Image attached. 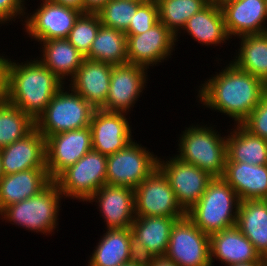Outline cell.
I'll return each instance as SVG.
<instances>
[{"label":"cell","mask_w":267,"mask_h":266,"mask_svg":"<svg viewBox=\"0 0 267 266\" xmlns=\"http://www.w3.org/2000/svg\"><path fill=\"white\" fill-rule=\"evenodd\" d=\"M197 97L203 106L242 124L267 93V85L229 62L225 69L200 84Z\"/></svg>","instance_id":"cell-1"},{"label":"cell","mask_w":267,"mask_h":266,"mask_svg":"<svg viewBox=\"0 0 267 266\" xmlns=\"http://www.w3.org/2000/svg\"><path fill=\"white\" fill-rule=\"evenodd\" d=\"M24 62L8 60V102L36 121L64 83L37 58Z\"/></svg>","instance_id":"cell-2"},{"label":"cell","mask_w":267,"mask_h":266,"mask_svg":"<svg viewBox=\"0 0 267 266\" xmlns=\"http://www.w3.org/2000/svg\"><path fill=\"white\" fill-rule=\"evenodd\" d=\"M239 203L235 190L222 177H214L186 216L211 235L236 225Z\"/></svg>","instance_id":"cell-3"},{"label":"cell","mask_w":267,"mask_h":266,"mask_svg":"<svg viewBox=\"0 0 267 266\" xmlns=\"http://www.w3.org/2000/svg\"><path fill=\"white\" fill-rule=\"evenodd\" d=\"M179 154L182 162L197 166L213 177H222L227 160L226 136L207 125H190L180 134Z\"/></svg>","instance_id":"cell-4"},{"label":"cell","mask_w":267,"mask_h":266,"mask_svg":"<svg viewBox=\"0 0 267 266\" xmlns=\"http://www.w3.org/2000/svg\"><path fill=\"white\" fill-rule=\"evenodd\" d=\"M63 198L58 184L52 180L38 194L5 207L0 216L3 217L1 219L32 232L54 234V230L58 228V212Z\"/></svg>","instance_id":"cell-5"},{"label":"cell","mask_w":267,"mask_h":266,"mask_svg":"<svg viewBox=\"0 0 267 266\" xmlns=\"http://www.w3.org/2000/svg\"><path fill=\"white\" fill-rule=\"evenodd\" d=\"M64 88L63 85L35 121V128L45 139L90 125L95 109L70 87L67 91Z\"/></svg>","instance_id":"cell-6"},{"label":"cell","mask_w":267,"mask_h":266,"mask_svg":"<svg viewBox=\"0 0 267 266\" xmlns=\"http://www.w3.org/2000/svg\"><path fill=\"white\" fill-rule=\"evenodd\" d=\"M107 155L95 150L87 152L54 181L64 198L87 201L106 184Z\"/></svg>","instance_id":"cell-7"},{"label":"cell","mask_w":267,"mask_h":266,"mask_svg":"<svg viewBox=\"0 0 267 266\" xmlns=\"http://www.w3.org/2000/svg\"><path fill=\"white\" fill-rule=\"evenodd\" d=\"M158 156L131 141L107 156L106 184L135 189L157 168Z\"/></svg>","instance_id":"cell-8"},{"label":"cell","mask_w":267,"mask_h":266,"mask_svg":"<svg viewBox=\"0 0 267 266\" xmlns=\"http://www.w3.org/2000/svg\"><path fill=\"white\" fill-rule=\"evenodd\" d=\"M209 241L210 235L185 215L171 229L165 256L178 266H212Z\"/></svg>","instance_id":"cell-9"},{"label":"cell","mask_w":267,"mask_h":266,"mask_svg":"<svg viewBox=\"0 0 267 266\" xmlns=\"http://www.w3.org/2000/svg\"><path fill=\"white\" fill-rule=\"evenodd\" d=\"M136 216L184 217L169 181L157 167L135 189Z\"/></svg>","instance_id":"cell-10"},{"label":"cell","mask_w":267,"mask_h":266,"mask_svg":"<svg viewBox=\"0 0 267 266\" xmlns=\"http://www.w3.org/2000/svg\"><path fill=\"white\" fill-rule=\"evenodd\" d=\"M157 167L169 181L178 203L185 212L198 202L214 178L205 170L182 162L176 156L169 157V160L158 158Z\"/></svg>","instance_id":"cell-11"},{"label":"cell","mask_w":267,"mask_h":266,"mask_svg":"<svg viewBox=\"0 0 267 266\" xmlns=\"http://www.w3.org/2000/svg\"><path fill=\"white\" fill-rule=\"evenodd\" d=\"M41 1L35 12L30 15L26 13L23 24L25 32L38 42L67 38L82 11L51 0Z\"/></svg>","instance_id":"cell-12"},{"label":"cell","mask_w":267,"mask_h":266,"mask_svg":"<svg viewBox=\"0 0 267 266\" xmlns=\"http://www.w3.org/2000/svg\"><path fill=\"white\" fill-rule=\"evenodd\" d=\"M176 36L158 21L149 30L138 35H127L128 63L140 65L147 69L171 58L175 51ZM155 64V65H154Z\"/></svg>","instance_id":"cell-13"},{"label":"cell","mask_w":267,"mask_h":266,"mask_svg":"<svg viewBox=\"0 0 267 266\" xmlns=\"http://www.w3.org/2000/svg\"><path fill=\"white\" fill-rule=\"evenodd\" d=\"M91 150L89 126L49 136L46 139V169L49 178L55 180Z\"/></svg>","instance_id":"cell-14"},{"label":"cell","mask_w":267,"mask_h":266,"mask_svg":"<svg viewBox=\"0 0 267 266\" xmlns=\"http://www.w3.org/2000/svg\"><path fill=\"white\" fill-rule=\"evenodd\" d=\"M148 69L134 64L112 67L110 86L102 110L128 113L145 89Z\"/></svg>","instance_id":"cell-15"},{"label":"cell","mask_w":267,"mask_h":266,"mask_svg":"<svg viewBox=\"0 0 267 266\" xmlns=\"http://www.w3.org/2000/svg\"><path fill=\"white\" fill-rule=\"evenodd\" d=\"M125 115L128 114L95 109L89 125L93 150L108 156L132 141V128Z\"/></svg>","instance_id":"cell-16"},{"label":"cell","mask_w":267,"mask_h":266,"mask_svg":"<svg viewBox=\"0 0 267 266\" xmlns=\"http://www.w3.org/2000/svg\"><path fill=\"white\" fill-rule=\"evenodd\" d=\"M229 37L267 33L265 0H223L220 3Z\"/></svg>","instance_id":"cell-17"},{"label":"cell","mask_w":267,"mask_h":266,"mask_svg":"<svg viewBox=\"0 0 267 266\" xmlns=\"http://www.w3.org/2000/svg\"><path fill=\"white\" fill-rule=\"evenodd\" d=\"M87 202H96L106 229L130 228L135 214V193L128 187L104 184Z\"/></svg>","instance_id":"cell-18"},{"label":"cell","mask_w":267,"mask_h":266,"mask_svg":"<svg viewBox=\"0 0 267 266\" xmlns=\"http://www.w3.org/2000/svg\"><path fill=\"white\" fill-rule=\"evenodd\" d=\"M4 175L46 169V139L34 128L25 137L0 149Z\"/></svg>","instance_id":"cell-19"},{"label":"cell","mask_w":267,"mask_h":266,"mask_svg":"<svg viewBox=\"0 0 267 266\" xmlns=\"http://www.w3.org/2000/svg\"><path fill=\"white\" fill-rule=\"evenodd\" d=\"M113 65L84 59L70 81V89L85 99L94 109L105 106Z\"/></svg>","instance_id":"cell-20"},{"label":"cell","mask_w":267,"mask_h":266,"mask_svg":"<svg viewBox=\"0 0 267 266\" xmlns=\"http://www.w3.org/2000/svg\"><path fill=\"white\" fill-rule=\"evenodd\" d=\"M209 243L211 265L215 259L226 266L249 261H267L236 225L211 234Z\"/></svg>","instance_id":"cell-21"},{"label":"cell","mask_w":267,"mask_h":266,"mask_svg":"<svg viewBox=\"0 0 267 266\" xmlns=\"http://www.w3.org/2000/svg\"><path fill=\"white\" fill-rule=\"evenodd\" d=\"M222 178L235 190L240 201L267 200V164L226 162Z\"/></svg>","instance_id":"cell-22"},{"label":"cell","mask_w":267,"mask_h":266,"mask_svg":"<svg viewBox=\"0 0 267 266\" xmlns=\"http://www.w3.org/2000/svg\"><path fill=\"white\" fill-rule=\"evenodd\" d=\"M51 181L47 169H27L4 175L0 179V212L11 204L38 194Z\"/></svg>","instance_id":"cell-23"},{"label":"cell","mask_w":267,"mask_h":266,"mask_svg":"<svg viewBox=\"0 0 267 266\" xmlns=\"http://www.w3.org/2000/svg\"><path fill=\"white\" fill-rule=\"evenodd\" d=\"M39 44H43L39 61L64 84L67 83L64 81L66 78L74 77L85 59L66 38L50 39Z\"/></svg>","instance_id":"cell-24"},{"label":"cell","mask_w":267,"mask_h":266,"mask_svg":"<svg viewBox=\"0 0 267 266\" xmlns=\"http://www.w3.org/2000/svg\"><path fill=\"white\" fill-rule=\"evenodd\" d=\"M182 30L192 36L193 40L206 46L224 44L230 39L221 6L216 3H209L190 17Z\"/></svg>","instance_id":"cell-25"},{"label":"cell","mask_w":267,"mask_h":266,"mask_svg":"<svg viewBox=\"0 0 267 266\" xmlns=\"http://www.w3.org/2000/svg\"><path fill=\"white\" fill-rule=\"evenodd\" d=\"M236 226L267 259V200L240 201Z\"/></svg>","instance_id":"cell-26"},{"label":"cell","mask_w":267,"mask_h":266,"mask_svg":"<svg viewBox=\"0 0 267 266\" xmlns=\"http://www.w3.org/2000/svg\"><path fill=\"white\" fill-rule=\"evenodd\" d=\"M182 217L136 216L130 225L131 235L155 256H165L171 229Z\"/></svg>","instance_id":"cell-27"},{"label":"cell","mask_w":267,"mask_h":266,"mask_svg":"<svg viewBox=\"0 0 267 266\" xmlns=\"http://www.w3.org/2000/svg\"><path fill=\"white\" fill-rule=\"evenodd\" d=\"M234 128L226 136V162L267 164V140L252 134L242 124H236Z\"/></svg>","instance_id":"cell-28"},{"label":"cell","mask_w":267,"mask_h":266,"mask_svg":"<svg viewBox=\"0 0 267 266\" xmlns=\"http://www.w3.org/2000/svg\"><path fill=\"white\" fill-rule=\"evenodd\" d=\"M130 228L107 229L88 261V266H119L129 261Z\"/></svg>","instance_id":"cell-29"},{"label":"cell","mask_w":267,"mask_h":266,"mask_svg":"<svg viewBox=\"0 0 267 266\" xmlns=\"http://www.w3.org/2000/svg\"><path fill=\"white\" fill-rule=\"evenodd\" d=\"M126 45L125 32L101 25L85 59L113 66L127 64Z\"/></svg>","instance_id":"cell-30"},{"label":"cell","mask_w":267,"mask_h":266,"mask_svg":"<svg viewBox=\"0 0 267 266\" xmlns=\"http://www.w3.org/2000/svg\"><path fill=\"white\" fill-rule=\"evenodd\" d=\"M239 40L238 52L231 62L267 85V33L243 35Z\"/></svg>","instance_id":"cell-31"},{"label":"cell","mask_w":267,"mask_h":266,"mask_svg":"<svg viewBox=\"0 0 267 266\" xmlns=\"http://www.w3.org/2000/svg\"><path fill=\"white\" fill-rule=\"evenodd\" d=\"M159 21L175 36L176 40L186 21L209 3L206 0H157Z\"/></svg>","instance_id":"cell-32"},{"label":"cell","mask_w":267,"mask_h":266,"mask_svg":"<svg viewBox=\"0 0 267 266\" xmlns=\"http://www.w3.org/2000/svg\"><path fill=\"white\" fill-rule=\"evenodd\" d=\"M35 121L9 102L0 105V149L25 137Z\"/></svg>","instance_id":"cell-33"},{"label":"cell","mask_w":267,"mask_h":266,"mask_svg":"<svg viewBox=\"0 0 267 266\" xmlns=\"http://www.w3.org/2000/svg\"><path fill=\"white\" fill-rule=\"evenodd\" d=\"M142 3L144 2L109 0L96 14L102 26L126 32Z\"/></svg>","instance_id":"cell-34"},{"label":"cell","mask_w":267,"mask_h":266,"mask_svg":"<svg viewBox=\"0 0 267 266\" xmlns=\"http://www.w3.org/2000/svg\"><path fill=\"white\" fill-rule=\"evenodd\" d=\"M101 25L96 13L82 12L66 39L86 56Z\"/></svg>","instance_id":"cell-35"},{"label":"cell","mask_w":267,"mask_h":266,"mask_svg":"<svg viewBox=\"0 0 267 266\" xmlns=\"http://www.w3.org/2000/svg\"><path fill=\"white\" fill-rule=\"evenodd\" d=\"M158 21L159 14L157 2L146 1L137 8L125 34L126 36L142 34L149 30Z\"/></svg>","instance_id":"cell-36"},{"label":"cell","mask_w":267,"mask_h":266,"mask_svg":"<svg viewBox=\"0 0 267 266\" xmlns=\"http://www.w3.org/2000/svg\"><path fill=\"white\" fill-rule=\"evenodd\" d=\"M242 125L252 134L267 140V93Z\"/></svg>","instance_id":"cell-37"},{"label":"cell","mask_w":267,"mask_h":266,"mask_svg":"<svg viewBox=\"0 0 267 266\" xmlns=\"http://www.w3.org/2000/svg\"><path fill=\"white\" fill-rule=\"evenodd\" d=\"M26 0H0V20L5 24L9 21H15L17 16L24 19L26 17ZM25 15V16H24ZM14 18V19H13Z\"/></svg>","instance_id":"cell-38"},{"label":"cell","mask_w":267,"mask_h":266,"mask_svg":"<svg viewBox=\"0 0 267 266\" xmlns=\"http://www.w3.org/2000/svg\"><path fill=\"white\" fill-rule=\"evenodd\" d=\"M129 260L141 266H151L155 256L138 239L131 235Z\"/></svg>","instance_id":"cell-39"},{"label":"cell","mask_w":267,"mask_h":266,"mask_svg":"<svg viewBox=\"0 0 267 266\" xmlns=\"http://www.w3.org/2000/svg\"><path fill=\"white\" fill-rule=\"evenodd\" d=\"M8 60L0 55V105L8 102Z\"/></svg>","instance_id":"cell-40"},{"label":"cell","mask_w":267,"mask_h":266,"mask_svg":"<svg viewBox=\"0 0 267 266\" xmlns=\"http://www.w3.org/2000/svg\"><path fill=\"white\" fill-rule=\"evenodd\" d=\"M109 0H83V12L97 13Z\"/></svg>","instance_id":"cell-41"},{"label":"cell","mask_w":267,"mask_h":266,"mask_svg":"<svg viewBox=\"0 0 267 266\" xmlns=\"http://www.w3.org/2000/svg\"><path fill=\"white\" fill-rule=\"evenodd\" d=\"M58 4L70 6L83 12V0H51Z\"/></svg>","instance_id":"cell-42"},{"label":"cell","mask_w":267,"mask_h":266,"mask_svg":"<svg viewBox=\"0 0 267 266\" xmlns=\"http://www.w3.org/2000/svg\"><path fill=\"white\" fill-rule=\"evenodd\" d=\"M151 266H178L166 256L155 257Z\"/></svg>","instance_id":"cell-43"},{"label":"cell","mask_w":267,"mask_h":266,"mask_svg":"<svg viewBox=\"0 0 267 266\" xmlns=\"http://www.w3.org/2000/svg\"><path fill=\"white\" fill-rule=\"evenodd\" d=\"M227 266H267V261H249V262L230 264Z\"/></svg>","instance_id":"cell-44"},{"label":"cell","mask_w":267,"mask_h":266,"mask_svg":"<svg viewBox=\"0 0 267 266\" xmlns=\"http://www.w3.org/2000/svg\"><path fill=\"white\" fill-rule=\"evenodd\" d=\"M119 266H141V265H139L136 262H132V261L129 260L127 263H123V264H121Z\"/></svg>","instance_id":"cell-45"},{"label":"cell","mask_w":267,"mask_h":266,"mask_svg":"<svg viewBox=\"0 0 267 266\" xmlns=\"http://www.w3.org/2000/svg\"><path fill=\"white\" fill-rule=\"evenodd\" d=\"M4 176V173H3V167H2V157H1V154H0V179Z\"/></svg>","instance_id":"cell-46"},{"label":"cell","mask_w":267,"mask_h":266,"mask_svg":"<svg viewBox=\"0 0 267 266\" xmlns=\"http://www.w3.org/2000/svg\"><path fill=\"white\" fill-rule=\"evenodd\" d=\"M208 3L220 4L223 0H206Z\"/></svg>","instance_id":"cell-47"},{"label":"cell","mask_w":267,"mask_h":266,"mask_svg":"<svg viewBox=\"0 0 267 266\" xmlns=\"http://www.w3.org/2000/svg\"><path fill=\"white\" fill-rule=\"evenodd\" d=\"M127 1H133V2H146L148 0H127Z\"/></svg>","instance_id":"cell-48"}]
</instances>
